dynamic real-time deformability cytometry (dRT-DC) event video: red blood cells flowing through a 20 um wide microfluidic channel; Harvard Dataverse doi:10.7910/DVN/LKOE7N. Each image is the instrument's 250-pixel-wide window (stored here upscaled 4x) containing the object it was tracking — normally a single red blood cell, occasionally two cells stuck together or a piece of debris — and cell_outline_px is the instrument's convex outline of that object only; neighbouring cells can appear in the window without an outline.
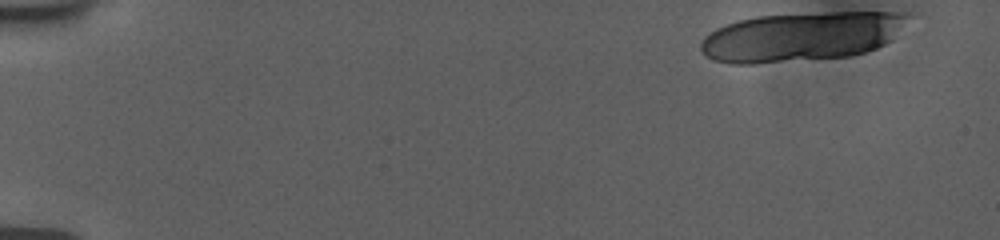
{"species": "human", "species_latin": "Homo sapiens", "temperature_condition": "room temperature", "stored_images_in_passage": 43, "camera_frame_rate_fps": 3000, "um_per_image_px": 0.085, "donor": {"sex": "female"}, "frame": {"image": 1, "passage_image": 1, "time_ms": 0.0, "image_size_px": [1000, 240], "cell_outline_px": [[920, 12], [892, 40], [868, 52], [848, 56], [752, 64], [728, 64], [712, 60], [700, 48], [700, 44], [704, 36], [716, 28], [740, 20], [756, 16], [832, 12]], "centroid_in_image_um": [68.23, 3.09], "position_along_channel_um": 16.8, "area_um2": 60.11}}